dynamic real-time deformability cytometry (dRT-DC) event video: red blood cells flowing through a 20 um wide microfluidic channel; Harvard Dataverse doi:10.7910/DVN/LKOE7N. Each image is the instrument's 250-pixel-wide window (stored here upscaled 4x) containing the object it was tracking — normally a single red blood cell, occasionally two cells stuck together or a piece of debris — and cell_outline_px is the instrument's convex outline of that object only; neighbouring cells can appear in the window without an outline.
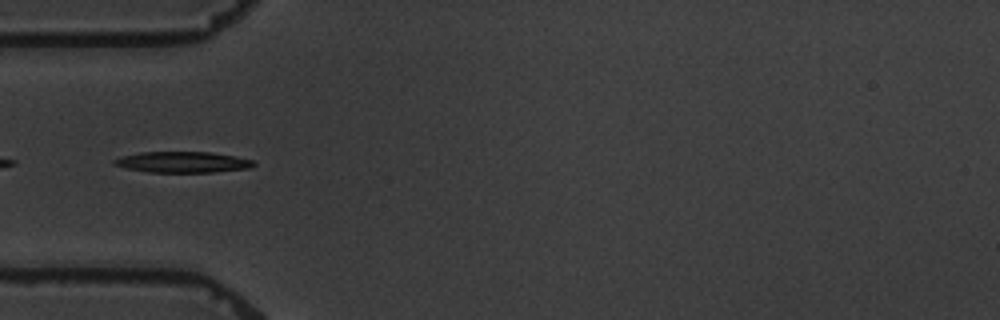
{"species": "common noctule bat (a hibernating species)", "species_latin": "Nyctalus noctula", "temperature_condition": "warm", "stored_images_in_passage": 7, "camera_frame_rate_fps": 3000, "um_per_image_px": 0.085, "animal": {"sex": "male", "body_mass_g": 19.5, "forearm_length_mm": 54.6}, "frame": {"image": 1, "passage_image": 5, "time_ms": 4.667, "image_size_px": [1000, 320], "cell_outline_px": [[256, 164], [252, 168], [212, 172], [148, 172], [128, 168], [112, 164], [112, 160], [120, 156], [140, 152], [208, 152], [236, 156], [252, 160]], "centroid_in_image_um": [15.52, 13.78], "position_along_channel_um": 69.5, "area_um2": 17.05}}
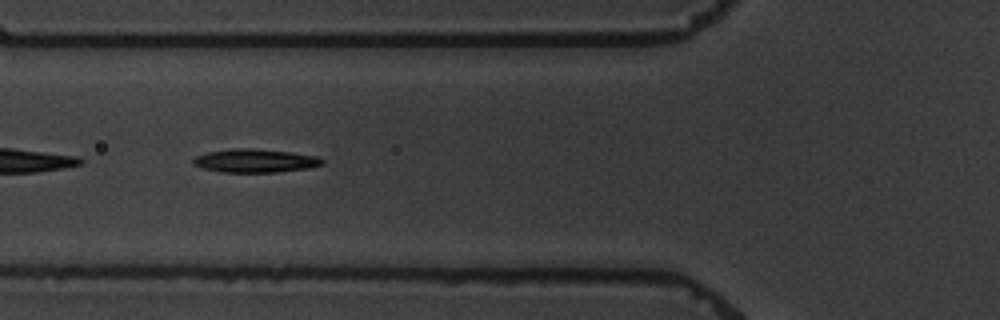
{"frame": {"image": 2, "passage_image": 6, "time_ms": 5.667, "image_size_px": [1000, 320], "cell_outline_px": [[324, 164], [308, 168], [276, 172], [220, 172], [204, 168], [192, 164], [192, 160], [196, 156], [208, 152], [232, 148], [252, 148], [288, 152], [316, 156], [324, 160]], "centroid_in_image_um": [21.67, 13.66], "position_along_channel_um": 104.1, "area_um2": 17.51}}